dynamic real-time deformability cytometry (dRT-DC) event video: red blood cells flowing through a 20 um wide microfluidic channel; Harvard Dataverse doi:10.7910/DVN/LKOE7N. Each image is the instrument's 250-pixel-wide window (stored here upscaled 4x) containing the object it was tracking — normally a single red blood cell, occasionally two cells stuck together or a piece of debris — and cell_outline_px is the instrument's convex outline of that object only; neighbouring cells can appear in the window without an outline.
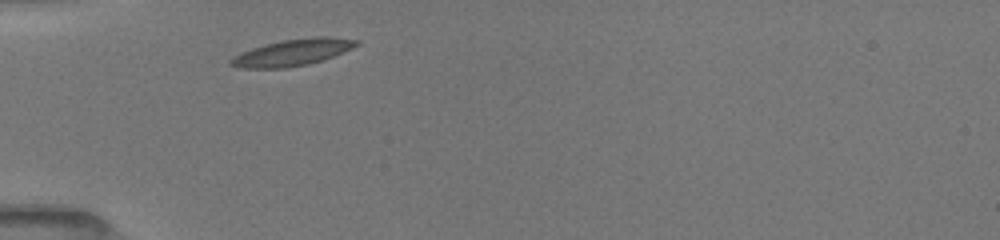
{"species": "common noctule bat (a hibernating species)", "species_latin": "Nyctalus noctula", "temperature_condition": "room temperature", "stored_images_in_passage": 13, "camera_frame_rate_fps": 3000, "um_per_image_px": 0.085, "animal": {"sex": "female", "body_mass_g": 19.5, "forearm_length_mm": 54.1}, "frame": {"image": 1, "passage_image": 1, "time_ms": 0.0, "image_size_px": [1000, 240], "cell_outline_px": [[360, 44], [352, 48], [332, 56], [308, 64], [288, 68], [236, 68], [228, 64], [228, 60], [232, 56], [240, 52], [264, 44], [280, 40], [316, 36], [328, 36], [360, 40]], "centroid_in_image_um": [24.81, 4.45], "position_along_channel_um": 60.2, "area_um2": 19.71}}
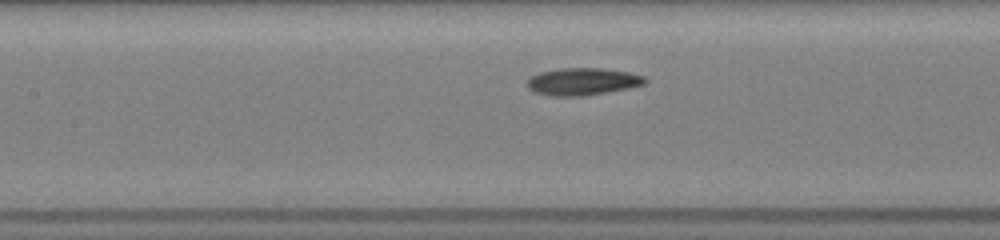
{"frame": {"image": 2, "passage_image": 6, "time_ms": 2.667, "image_size_px": [1000, 240], "cell_outline_px": [[648, 80], [644, 84], [628, 88], [584, 96], [552, 96], [532, 92], [524, 84], [532, 76], [540, 72], [556, 68], [600, 68], [628, 72], [644, 76]], "centroid_in_image_um": [49.47, 6.93], "position_along_channel_um": 157.9, "area_um2": 18.84}}
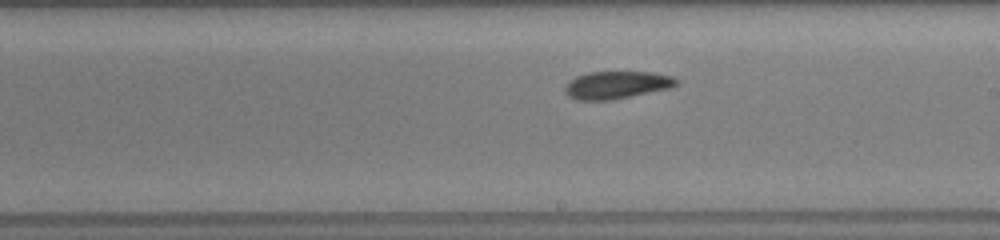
{"frame": {"image": 3, "passage_image": 11, "time_ms": 4.667, "image_size_px": [1000, 240], "cell_outline_px": [[676, 84], [672, 88], [612, 100], [576, 100], [568, 96], [564, 92], [564, 88], [568, 80], [576, 76], [588, 72], [652, 72], [672, 76], [676, 80]], "centroid_in_image_um": [52.37, 7.23], "position_along_channel_um": 236.6, "area_um2": 18.03}}